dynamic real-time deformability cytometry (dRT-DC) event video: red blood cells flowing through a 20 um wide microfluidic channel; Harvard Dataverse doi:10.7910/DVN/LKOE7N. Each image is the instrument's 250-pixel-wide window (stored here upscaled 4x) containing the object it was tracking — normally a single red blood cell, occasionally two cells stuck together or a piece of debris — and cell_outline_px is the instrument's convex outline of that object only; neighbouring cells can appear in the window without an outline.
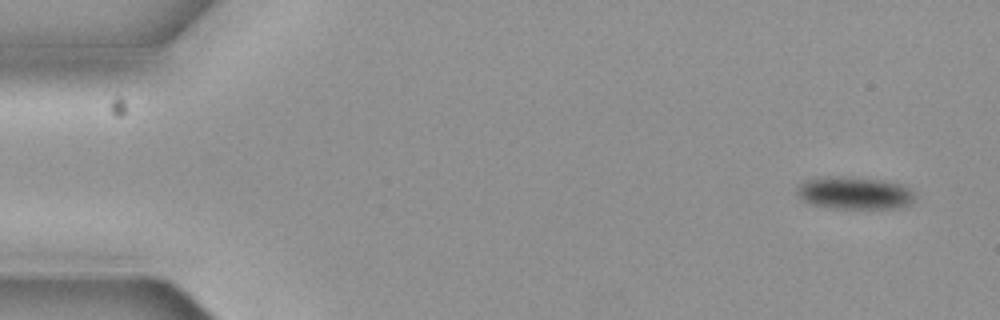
{"species": "common noctule bat (a hibernating species)", "species_latin": "Nyctalus noctula", "temperature_condition": "cold", "stored_images_in_passage": 6, "camera_frame_rate_fps": 3000, "um_per_image_px": 0.085, "animal": {"sex": "female", "body_mass_g": 19.3, "forearm_length_mm": 54.1}, "frame": {"image": 1, "passage_image": 1, "time_ms": 0.0, "image_size_px": [1000, 320], "cell_outline_px": [[916, 200], [900, 208], [832, 208], [808, 204], [800, 200], [796, 192], [800, 184], [804, 180], [820, 176], [844, 176], [884, 180], [904, 184], [916, 196]], "centroid_in_image_um": [72.61, 16.39], "position_along_channel_um": 12.4, "area_um2": 22.83}}